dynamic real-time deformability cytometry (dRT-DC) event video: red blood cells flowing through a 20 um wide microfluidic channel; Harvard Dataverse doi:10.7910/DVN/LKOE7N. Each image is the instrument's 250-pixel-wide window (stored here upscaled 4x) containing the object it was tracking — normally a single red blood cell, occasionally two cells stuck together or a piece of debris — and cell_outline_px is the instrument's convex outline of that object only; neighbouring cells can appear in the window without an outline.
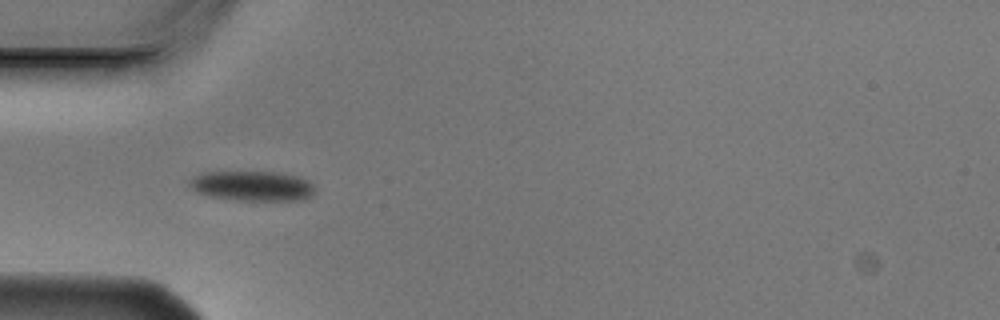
{"species": "Egyptian fruit bat (a non-hibernating species)", "species_latin": "Rousettus aegyptiacus", "temperature_condition": "cold", "stored_images_in_passage": 8, "camera_frame_rate_fps": 3000, "um_per_image_px": 0.085, "animal": {"sex": "male"}, "frame": {"image": 1, "passage_image": 5, "time_ms": 1.333, "image_size_px": [1000, 320], "cell_outline_px": [[312, 192], [304, 200], [240, 200], [212, 196], [196, 192], [188, 184], [188, 180], [192, 176], [200, 172], [284, 172], [308, 180], [312, 184]], "centroid_in_image_um": [21.39, 15.78], "position_along_channel_um": 63.6, "area_um2": 21.79}}
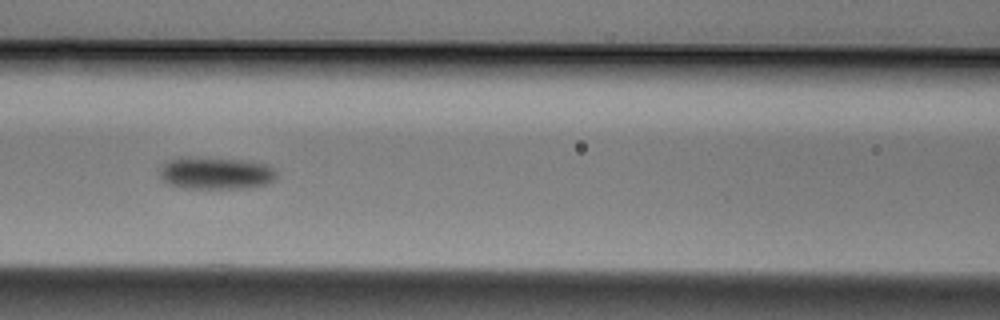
{"frame": {"image": 2, "passage_image": 7, "time_ms": 2.0, "image_size_px": [1000, 320], "cell_outline_px": [[276, 176], [272, 180], [264, 184], [248, 188], [180, 188], [168, 184], [160, 176], [160, 164], [164, 160], [180, 156], [208, 156], [256, 160], [268, 164], [276, 172]], "centroid_in_image_um": [18.29, 14.66], "position_along_channel_um": 148.3, "area_um2": 23.0}}
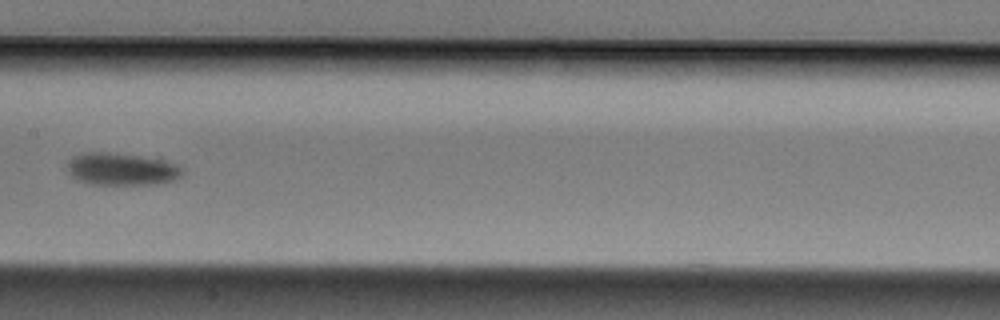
{"frame": {"image": 3, "passage_image": 8, "time_ms": 2.333, "image_size_px": [1000, 320], "cell_outline_px": [[184, 172], [176, 180], [156, 184], [88, 184], [76, 180], [72, 176], [68, 168], [68, 160], [72, 156], [80, 152], [108, 152], [140, 156], [164, 160], [176, 164], [184, 168]], "centroid_in_image_um": [10.33, 14.37], "position_along_channel_um": 197.1, "area_um2": 21.91}}